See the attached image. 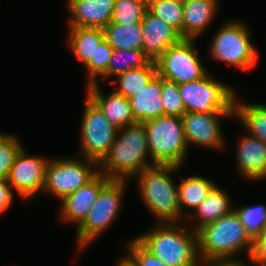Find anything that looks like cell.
<instances>
[{"instance_id":"11","label":"cell","mask_w":266,"mask_h":266,"mask_svg":"<svg viewBox=\"0 0 266 266\" xmlns=\"http://www.w3.org/2000/svg\"><path fill=\"white\" fill-rule=\"evenodd\" d=\"M195 39H181L155 61L157 74L180 85L205 77L208 69L199 60Z\"/></svg>"},{"instance_id":"16","label":"cell","mask_w":266,"mask_h":266,"mask_svg":"<svg viewBox=\"0 0 266 266\" xmlns=\"http://www.w3.org/2000/svg\"><path fill=\"white\" fill-rule=\"evenodd\" d=\"M68 27L104 28L111 22L115 0H68Z\"/></svg>"},{"instance_id":"39","label":"cell","mask_w":266,"mask_h":266,"mask_svg":"<svg viewBox=\"0 0 266 266\" xmlns=\"http://www.w3.org/2000/svg\"><path fill=\"white\" fill-rule=\"evenodd\" d=\"M170 1H174V2H177V3L184 4L187 0H170Z\"/></svg>"},{"instance_id":"23","label":"cell","mask_w":266,"mask_h":266,"mask_svg":"<svg viewBox=\"0 0 266 266\" xmlns=\"http://www.w3.org/2000/svg\"><path fill=\"white\" fill-rule=\"evenodd\" d=\"M179 178L181 179V182L178 185L179 205L181 215L185 218L186 222V218L191 213H187L184 210L190 208L194 211L217 184L212 180L199 175H193L187 178L179 175Z\"/></svg>"},{"instance_id":"38","label":"cell","mask_w":266,"mask_h":266,"mask_svg":"<svg viewBox=\"0 0 266 266\" xmlns=\"http://www.w3.org/2000/svg\"><path fill=\"white\" fill-rule=\"evenodd\" d=\"M116 266H140L137 261L128 253L126 257L120 258Z\"/></svg>"},{"instance_id":"3","label":"cell","mask_w":266,"mask_h":266,"mask_svg":"<svg viewBox=\"0 0 266 266\" xmlns=\"http://www.w3.org/2000/svg\"><path fill=\"white\" fill-rule=\"evenodd\" d=\"M184 223H158L136 239L168 266H201L197 232Z\"/></svg>"},{"instance_id":"33","label":"cell","mask_w":266,"mask_h":266,"mask_svg":"<svg viewBox=\"0 0 266 266\" xmlns=\"http://www.w3.org/2000/svg\"><path fill=\"white\" fill-rule=\"evenodd\" d=\"M161 98L164 106V115L182 117L186 113L179 92V85L162 78Z\"/></svg>"},{"instance_id":"2","label":"cell","mask_w":266,"mask_h":266,"mask_svg":"<svg viewBox=\"0 0 266 266\" xmlns=\"http://www.w3.org/2000/svg\"><path fill=\"white\" fill-rule=\"evenodd\" d=\"M196 232L201 263L213 260H238L237 255L242 250H247L249 258L252 256L254 239L246 231L234 209Z\"/></svg>"},{"instance_id":"30","label":"cell","mask_w":266,"mask_h":266,"mask_svg":"<svg viewBox=\"0 0 266 266\" xmlns=\"http://www.w3.org/2000/svg\"><path fill=\"white\" fill-rule=\"evenodd\" d=\"M113 47L104 39L94 52V60H90L86 65L87 71L86 86L93 83H100L98 77L108 79V64L111 59Z\"/></svg>"},{"instance_id":"34","label":"cell","mask_w":266,"mask_h":266,"mask_svg":"<svg viewBox=\"0 0 266 266\" xmlns=\"http://www.w3.org/2000/svg\"><path fill=\"white\" fill-rule=\"evenodd\" d=\"M128 253L140 266H168L147 250L136 238L127 242Z\"/></svg>"},{"instance_id":"6","label":"cell","mask_w":266,"mask_h":266,"mask_svg":"<svg viewBox=\"0 0 266 266\" xmlns=\"http://www.w3.org/2000/svg\"><path fill=\"white\" fill-rule=\"evenodd\" d=\"M248 26L242 21H229L218 29L208 49L209 56L225 65L246 72L256 66L258 52L251 44Z\"/></svg>"},{"instance_id":"26","label":"cell","mask_w":266,"mask_h":266,"mask_svg":"<svg viewBox=\"0 0 266 266\" xmlns=\"http://www.w3.org/2000/svg\"><path fill=\"white\" fill-rule=\"evenodd\" d=\"M103 31L105 40L113 47V49H142L141 24L130 26L110 23L103 28Z\"/></svg>"},{"instance_id":"13","label":"cell","mask_w":266,"mask_h":266,"mask_svg":"<svg viewBox=\"0 0 266 266\" xmlns=\"http://www.w3.org/2000/svg\"><path fill=\"white\" fill-rule=\"evenodd\" d=\"M233 113H196L186 112L181 118L183 121L185 139L189 146L200 145L213 150H222L225 136L220 124L221 117H232Z\"/></svg>"},{"instance_id":"27","label":"cell","mask_w":266,"mask_h":266,"mask_svg":"<svg viewBox=\"0 0 266 266\" xmlns=\"http://www.w3.org/2000/svg\"><path fill=\"white\" fill-rule=\"evenodd\" d=\"M152 62V58L142 49H113L112 56L108 64V79L113 75L116 77L117 75L133 68H143L149 66Z\"/></svg>"},{"instance_id":"20","label":"cell","mask_w":266,"mask_h":266,"mask_svg":"<svg viewBox=\"0 0 266 266\" xmlns=\"http://www.w3.org/2000/svg\"><path fill=\"white\" fill-rule=\"evenodd\" d=\"M161 92L162 77L157 74L138 94L128 99L137 123L164 115Z\"/></svg>"},{"instance_id":"37","label":"cell","mask_w":266,"mask_h":266,"mask_svg":"<svg viewBox=\"0 0 266 266\" xmlns=\"http://www.w3.org/2000/svg\"><path fill=\"white\" fill-rule=\"evenodd\" d=\"M247 261L238 260H213L201 263V266H251Z\"/></svg>"},{"instance_id":"32","label":"cell","mask_w":266,"mask_h":266,"mask_svg":"<svg viewBox=\"0 0 266 266\" xmlns=\"http://www.w3.org/2000/svg\"><path fill=\"white\" fill-rule=\"evenodd\" d=\"M23 147L15 135L0 131V176L3 179H7L15 157Z\"/></svg>"},{"instance_id":"35","label":"cell","mask_w":266,"mask_h":266,"mask_svg":"<svg viewBox=\"0 0 266 266\" xmlns=\"http://www.w3.org/2000/svg\"><path fill=\"white\" fill-rule=\"evenodd\" d=\"M12 185L7 179L0 181V214L7 212L8 208L12 205L14 193Z\"/></svg>"},{"instance_id":"15","label":"cell","mask_w":266,"mask_h":266,"mask_svg":"<svg viewBox=\"0 0 266 266\" xmlns=\"http://www.w3.org/2000/svg\"><path fill=\"white\" fill-rule=\"evenodd\" d=\"M142 50L156 61L170 46L182 38L179 32L146 10L141 22Z\"/></svg>"},{"instance_id":"8","label":"cell","mask_w":266,"mask_h":266,"mask_svg":"<svg viewBox=\"0 0 266 266\" xmlns=\"http://www.w3.org/2000/svg\"><path fill=\"white\" fill-rule=\"evenodd\" d=\"M186 112L233 113L236 91L215 80L209 72L205 77L179 85Z\"/></svg>"},{"instance_id":"19","label":"cell","mask_w":266,"mask_h":266,"mask_svg":"<svg viewBox=\"0 0 266 266\" xmlns=\"http://www.w3.org/2000/svg\"><path fill=\"white\" fill-rule=\"evenodd\" d=\"M218 0H187L183 4L182 39H196L212 23Z\"/></svg>"},{"instance_id":"18","label":"cell","mask_w":266,"mask_h":266,"mask_svg":"<svg viewBox=\"0 0 266 266\" xmlns=\"http://www.w3.org/2000/svg\"><path fill=\"white\" fill-rule=\"evenodd\" d=\"M236 150V167L242 177L266 179V143L250 134L240 137Z\"/></svg>"},{"instance_id":"12","label":"cell","mask_w":266,"mask_h":266,"mask_svg":"<svg viewBox=\"0 0 266 266\" xmlns=\"http://www.w3.org/2000/svg\"><path fill=\"white\" fill-rule=\"evenodd\" d=\"M48 162L49 159L43 156H29L25 147L20 150L7 177L17 195L34 199L43 191Z\"/></svg>"},{"instance_id":"22","label":"cell","mask_w":266,"mask_h":266,"mask_svg":"<svg viewBox=\"0 0 266 266\" xmlns=\"http://www.w3.org/2000/svg\"><path fill=\"white\" fill-rule=\"evenodd\" d=\"M67 47L73 52L77 60L86 65L94 60V52L105 39L103 28L69 27Z\"/></svg>"},{"instance_id":"10","label":"cell","mask_w":266,"mask_h":266,"mask_svg":"<svg viewBox=\"0 0 266 266\" xmlns=\"http://www.w3.org/2000/svg\"><path fill=\"white\" fill-rule=\"evenodd\" d=\"M84 101V114L80 128V155L99 165L113 146L118 129L87 95Z\"/></svg>"},{"instance_id":"24","label":"cell","mask_w":266,"mask_h":266,"mask_svg":"<svg viewBox=\"0 0 266 266\" xmlns=\"http://www.w3.org/2000/svg\"><path fill=\"white\" fill-rule=\"evenodd\" d=\"M236 94L233 105V116L247 130L246 133L255 136L266 143V105L249 104L237 100ZM241 102V103H240Z\"/></svg>"},{"instance_id":"21","label":"cell","mask_w":266,"mask_h":266,"mask_svg":"<svg viewBox=\"0 0 266 266\" xmlns=\"http://www.w3.org/2000/svg\"><path fill=\"white\" fill-rule=\"evenodd\" d=\"M233 209L228 193L216 185L186 219L193 221L190 222V225H193L191 228L197 231L201 227L229 214Z\"/></svg>"},{"instance_id":"7","label":"cell","mask_w":266,"mask_h":266,"mask_svg":"<svg viewBox=\"0 0 266 266\" xmlns=\"http://www.w3.org/2000/svg\"><path fill=\"white\" fill-rule=\"evenodd\" d=\"M126 184V180H110L100 190L91 210L76 229L78 251L92 244L116 220Z\"/></svg>"},{"instance_id":"40","label":"cell","mask_w":266,"mask_h":266,"mask_svg":"<svg viewBox=\"0 0 266 266\" xmlns=\"http://www.w3.org/2000/svg\"><path fill=\"white\" fill-rule=\"evenodd\" d=\"M258 237H266V225H265L263 233L259 235Z\"/></svg>"},{"instance_id":"9","label":"cell","mask_w":266,"mask_h":266,"mask_svg":"<svg viewBox=\"0 0 266 266\" xmlns=\"http://www.w3.org/2000/svg\"><path fill=\"white\" fill-rule=\"evenodd\" d=\"M99 173L98 164L82 157L50 159L46 168L42 192L61 201L67 195L85 186Z\"/></svg>"},{"instance_id":"28","label":"cell","mask_w":266,"mask_h":266,"mask_svg":"<svg viewBox=\"0 0 266 266\" xmlns=\"http://www.w3.org/2000/svg\"><path fill=\"white\" fill-rule=\"evenodd\" d=\"M148 0H115V6L110 23L120 25L141 24Z\"/></svg>"},{"instance_id":"17","label":"cell","mask_w":266,"mask_h":266,"mask_svg":"<svg viewBox=\"0 0 266 266\" xmlns=\"http://www.w3.org/2000/svg\"><path fill=\"white\" fill-rule=\"evenodd\" d=\"M99 83L86 86V94L104 113L105 117L117 129L137 123L132 113L129 100L111 91L108 96L101 91Z\"/></svg>"},{"instance_id":"4","label":"cell","mask_w":266,"mask_h":266,"mask_svg":"<svg viewBox=\"0 0 266 266\" xmlns=\"http://www.w3.org/2000/svg\"><path fill=\"white\" fill-rule=\"evenodd\" d=\"M181 167L155 165L143 170L136 177L145 207L158 220L157 223H182L178 186L171 174Z\"/></svg>"},{"instance_id":"36","label":"cell","mask_w":266,"mask_h":266,"mask_svg":"<svg viewBox=\"0 0 266 266\" xmlns=\"http://www.w3.org/2000/svg\"><path fill=\"white\" fill-rule=\"evenodd\" d=\"M250 260L254 266H266V237H257L254 240V249Z\"/></svg>"},{"instance_id":"14","label":"cell","mask_w":266,"mask_h":266,"mask_svg":"<svg viewBox=\"0 0 266 266\" xmlns=\"http://www.w3.org/2000/svg\"><path fill=\"white\" fill-rule=\"evenodd\" d=\"M109 181L105 175L98 173L85 186L64 197L59 209L63 221L77 223L78 227L91 210L100 190Z\"/></svg>"},{"instance_id":"29","label":"cell","mask_w":266,"mask_h":266,"mask_svg":"<svg viewBox=\"0 0 266 266\" xmlns=\"http://www.w3.org/2000/svg\"><path fill=\"white\" fill-rule=\"evenodd\" d=\"M148 10L176 29L182 38L183 4L170 0H148Z\"/></svg>"},{"instance_id":"1","label":"cell","mask_w":266,"mask_h":266,"mask_svg":"<svg viewBox=\"0 0 266 266\" xmlns=\"http://www.w3.org/2000/svg\"><path fill=\"white\" fill-rule=\"evenodd\" d=\"M152 166L155 165L151 160L147 132L143 123L118 129L113 146L98 165L99 173L110 180L126 181Z\"/></svg>"},{"instance_id":"25","label":"cell","mask_w":266,"mask_h":266,"mask_svg":"<svg viewBox=\"0 0 266 266\" xmlns=\"http://www.w3.org/2000/svg\"><path fill=\"white\" fill-rule=\"evenodd\" d=\"M157 75V65L153 61L149 66L143 68H133L116 76L117 79L111 81L118 85L113 89L116 93L127 99L135 96Z\"/></svg>"},{"instance_id":"31","label":"cell","mask_w":266,"mask_h":266,"mask_svg":"<svg viewBox=\"0 0 266 266\" xmlns=\"http://www.w3.org/2000/svg\"><path fill=\"white\" fill-rule=\"evenodd\" d=\"M241 223L249 235L255 240L264 231L266 225V206H243L234 208Z\"/></svg>"},{"instance_id":"5","label":"cell","mask_w":266,"mask_h":266,"mask_svg":"<svg viewBox=\"0 0 266 266\" xmlns=\"http://www.w3.org/2000/svg\"><path fill=\"white\" fill-rule=\"evenodd\" d=\"M143 125L153 164L182 167L189 153L182 118L162 115L143 122Z\"/></svg>"}]
</instances>
